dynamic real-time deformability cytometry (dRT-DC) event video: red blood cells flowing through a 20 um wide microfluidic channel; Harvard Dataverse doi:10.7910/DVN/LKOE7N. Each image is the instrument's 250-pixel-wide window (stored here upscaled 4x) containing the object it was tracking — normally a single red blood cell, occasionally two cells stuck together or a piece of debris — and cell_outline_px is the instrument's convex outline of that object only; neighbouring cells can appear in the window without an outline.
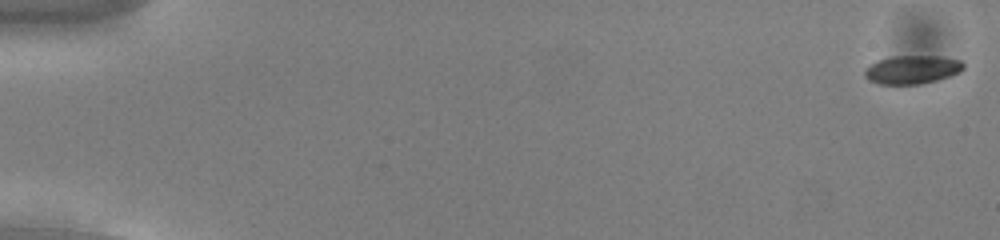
{"species": "common noctule bat (a hibernating species)", "species_latin": "Nyctalus noctula", "temperature_condition": "cold", "stored_images_in_passage": 14, "camera_frame_rate_fps": 3000, "um_per_image_px": 0.085, "animal": {"sex": "male", "body_mass_g": 13.0, "forearm_length_mm": 53.1}, "frame": {"image": 1, "passage_image": 1, "time_ms": 0.0, "image_size_px": [1000, 240], "cell_outline_px": [[964, 68], [960, 72], [936, 80], [920, 84], [880, 84], [868, 80], [864, 76], [864, 68], [868, 64], [876, 60], [892, 56], [940, 56], [960, 60], [964, 64]], "centroid_in_image_um": [77.48, 5.91], "position_along_channel_um": 7.5, "area_um2": 16.53}}